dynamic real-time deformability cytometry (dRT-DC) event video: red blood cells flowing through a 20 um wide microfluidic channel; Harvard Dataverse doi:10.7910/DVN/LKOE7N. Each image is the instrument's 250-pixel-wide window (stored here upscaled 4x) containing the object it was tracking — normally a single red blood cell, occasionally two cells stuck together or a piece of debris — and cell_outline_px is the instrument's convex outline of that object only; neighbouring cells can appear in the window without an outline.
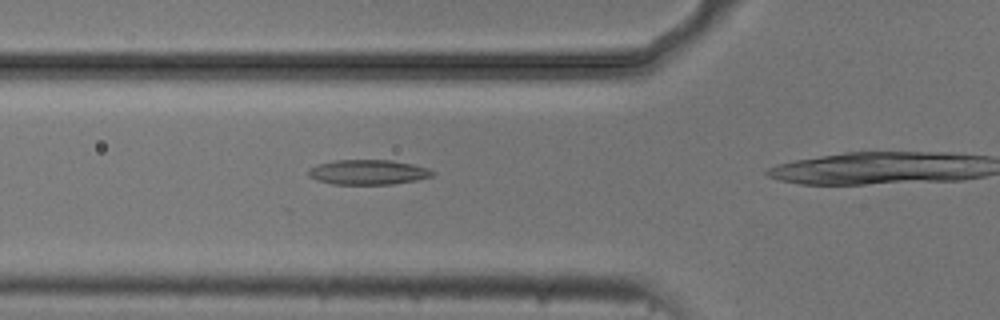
{"species": "common noctule bat (a hibernating species)", "species_latin": "Nyctalus noctula", "temperature_condition": "cold", "stored_images_in_passage": 38, "camera_frame_rate_fps": 3000, "um_per_image_px": 0.085, "animal": {"sex": "male", "body_mass_g": 20.5, "forearm_length_mm": 52.5}, "frame": {"image": 1, "passage_image": 13, "time_ms": 4.0, "image_size_px": [1000, 320], "cell_outline_px": [[436, 172], [432, 176], [416, 180], [392, 184], [332, 184], [316, 180], [308, 176], [308, 168], [316, 164], [336, 160], [392, 160], [412, 164], [428, 168]], "centroid_in_image_um": [31.26, 14.63], "position_along_channel_um": 94.5, "area_um2": 18.09}}
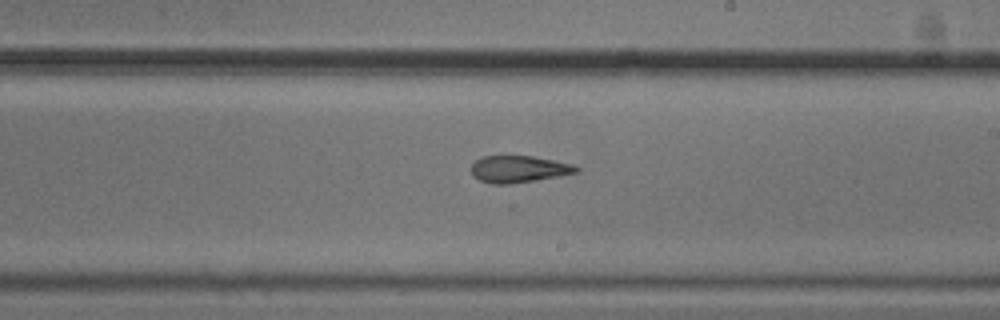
{"frame": {"image": 2, "passage_image": 25, "time_ms": 8.0, "image_size_px": [1000, 320], "cell_outline_px": [[580, 172], [536, 180], [508, 184], [492, 184], [480, 180], [472, 176], [472, 164], [480, 156], [532, 156], [572, 164], [580, 168]], "centroid_in_image_um": [44.08, 14.37], "position_along_channel_um": 244.9, "area_um2": 16.42}}
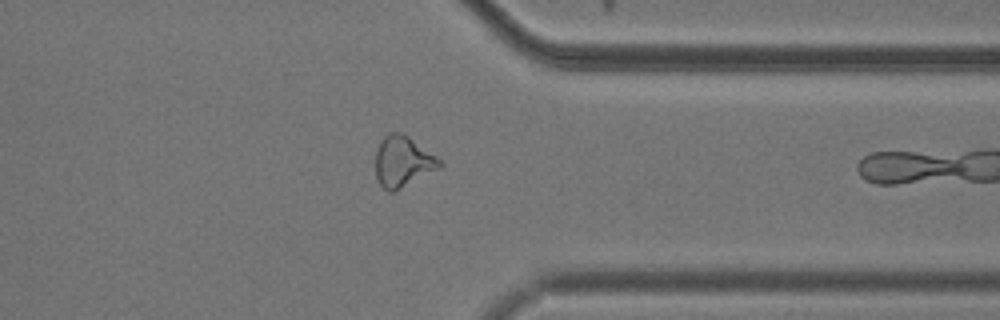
{"frame": {"image": 3, "passage_image": 36, "time_ms": 11.667, "image_size_px": [1000, 320], "cell_outline_px": [[444, 164], [440, 168], [392, 192], [388, 192], [380, 184], [376, 176], [376, 148], [380, 140], [388, 132], [400, 132], [408, 136], [436, 156]], "centroid_in_image_um": [34.22, 13.71], "position_along_channel_um": 377.2, "area_um2": 18.84}}